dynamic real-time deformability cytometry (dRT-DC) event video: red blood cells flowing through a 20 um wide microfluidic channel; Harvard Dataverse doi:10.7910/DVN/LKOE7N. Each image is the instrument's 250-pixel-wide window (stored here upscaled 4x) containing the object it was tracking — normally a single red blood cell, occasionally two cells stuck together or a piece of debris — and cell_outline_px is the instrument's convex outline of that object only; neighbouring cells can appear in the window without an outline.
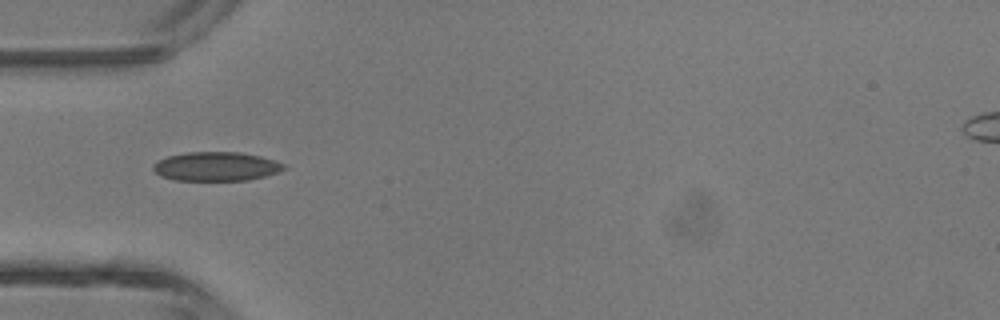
{"species": "common noctule bat (a hibernating species)", "species_latin": "Nyctalus noctula", "temperature_condition": "room temperature", "stored_images_in_passage": 6, "camera_frame_rate_fps": 3000, "um_per_image_px": 0.085, "animal": {"sex": "male", "body_mass_g": 13.3}, "frame": {"image": 1, "passage_image": 5, "time_ms": 5.333, "image_size_px": [1000, 320], "cell_outline_px": [[288, 168], [280, 172], [248, 180], [176, 180], [160, 176], [152, 168], [152, 164], [168, 156], [188, 152], [240, 152], [260, 156], [276, 160], [284, 164]], "centroid_in_image_um": [18.41, 14.14], "position_along_channel_um": 66.6, "area_um2": 22.14}}
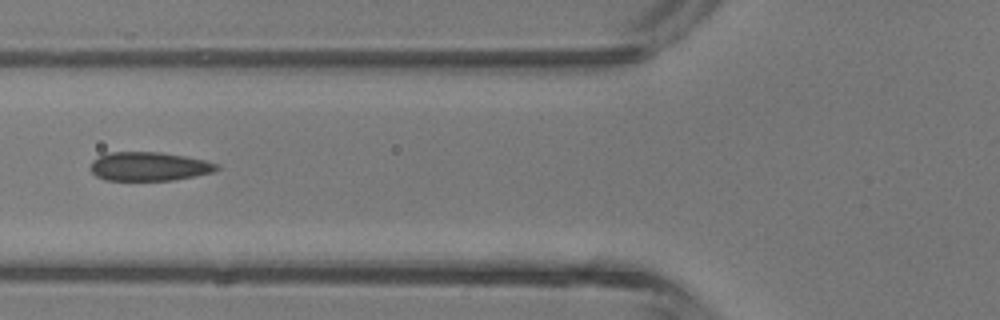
{"frame": {"image": 2, "passage_image": 6, "time_ms": 6.333, "image_size_px": [1000, 320], "cell_outline_px": [[220, 168], [212, 172], [172, 180], [104, 180], [96, 176], [88, 168], [92, 160], [100, 156], [112, 152], [160, 152], [184, 156], [204, 160], [216, 164]], "centroid_in_image_um": [12.61, 14.15], "position_along_channel_um": 113.2, "area_um2": 21.04}}